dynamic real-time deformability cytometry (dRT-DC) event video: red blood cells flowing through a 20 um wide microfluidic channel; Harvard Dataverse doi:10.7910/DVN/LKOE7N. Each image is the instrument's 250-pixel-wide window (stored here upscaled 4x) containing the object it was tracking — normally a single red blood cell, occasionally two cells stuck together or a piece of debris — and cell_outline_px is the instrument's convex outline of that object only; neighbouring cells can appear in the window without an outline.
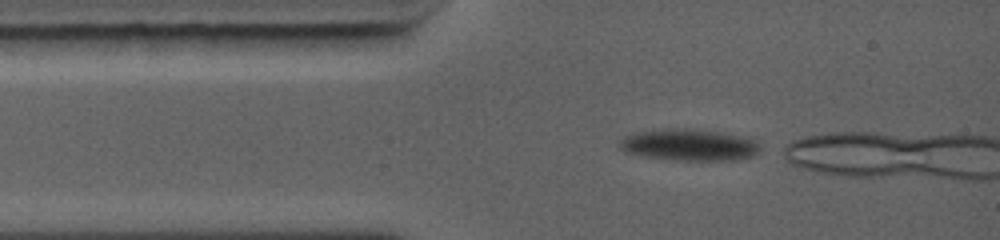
{"species": "common noctule bat (a hibernating species)", "species_latin": "Nyctalus noctula", "temperature_condition": "warm", "stored_images_in_passage": 3, "camera_frame_rate_fps": 5000, "um_per_image_px": 0.085, "animal": {"sex": "female", "body_mass_g": 19.0, "forearm_length_mm": 56.7}, "frame": {"image": 1, "passage_image": 1, "time_ms": 0.0, "image_size_px": [1000, 240], "cell_outline_px": [[760, 152], [752, 156], [740, 160], [676, 160], [644, 156], [624, 152], [616, 144], [624, 136], [636, 132], [664, 128], [692, 128], [720, 132], [740, 136], [756, 140], [760, 144]], "centroid_in_image_um": [58.57, 12.31], "position_along_channel_um": 26.4, "area_um2": 26.3}}